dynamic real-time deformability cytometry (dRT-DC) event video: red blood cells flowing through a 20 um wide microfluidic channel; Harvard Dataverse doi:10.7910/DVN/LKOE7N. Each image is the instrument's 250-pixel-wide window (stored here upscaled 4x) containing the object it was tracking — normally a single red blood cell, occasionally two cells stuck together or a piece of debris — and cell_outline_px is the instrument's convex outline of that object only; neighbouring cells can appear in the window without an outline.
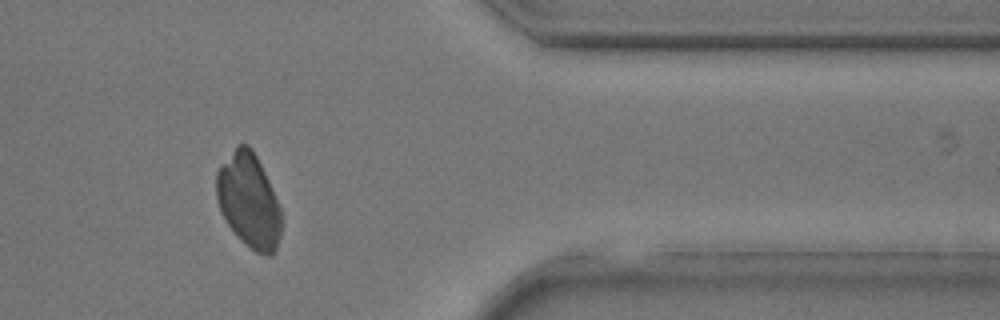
{"species": "common noctule bat (a hibernating species)", "species_latin": "Nyctalus noctula", "temperature_condition": "room temperature", "stored_images_in_passage": 33, "camera_frame_rate_fps": 3000, "um_per_image_px": 0.085, "animal": {"sex": "male", "body_mass_g": 17.9, "forearm_length_mm": 54.2}, "frame": {"image": 1, "passage_image": 27, "time_ms": 8.667, "image_size_px": [1000, 320], "cell_outline_px": [[280, 236], [276, 248], [272, 256], [268, 256], [256, 252], [240, 240], [228, 224], [216, 200], [216, 172], [236, 144], [248, 144], [252, 148], [264, 172], [280, 208]], "centroid_in_image_um": [21.12, 17.05], "position_along_channel_um": 390.3, "area_um2": 35.26}}